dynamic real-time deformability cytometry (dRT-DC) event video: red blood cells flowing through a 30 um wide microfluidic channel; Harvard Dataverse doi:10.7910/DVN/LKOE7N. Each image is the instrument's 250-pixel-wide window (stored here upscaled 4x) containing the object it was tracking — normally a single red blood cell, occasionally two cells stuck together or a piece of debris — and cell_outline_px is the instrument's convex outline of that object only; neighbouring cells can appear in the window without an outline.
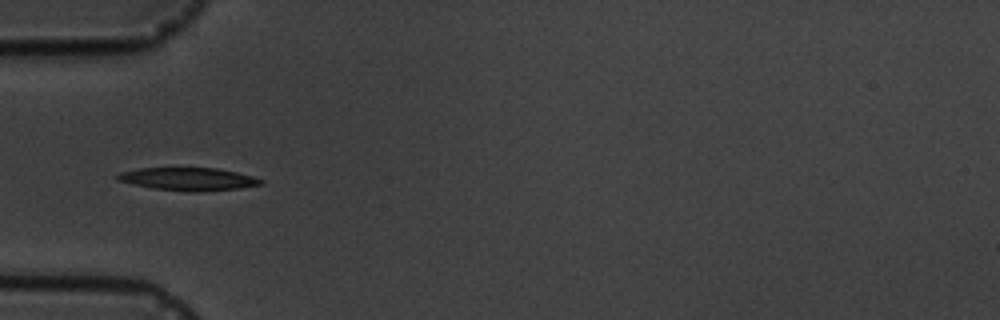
{"species": "common noctule bat (a hibernating species)", "species_latin": "Nyctalus noctula", "temperature_condition": "cold", "stored_images_in_passage": 6, "camera_frame_rate_fps": 3000, "um_per_image_px": 0.085, "animal": {"sex": "male", "body_mass_g": 19.5, "forearm_length_mm": 54.6}, "frame": {"image": 1, "passage_image": 4, "time_ms": 4.333, "image_size_px": [1000, 320], "cell_outline_px": [[264, 184], [240, 188], [196, 192], [188, 192], [152, 188], [116, 180], [116, 176], [120, 172], [140, 168], [216, 168], [236, 172], [252, 176], [264, 180]], "centroid_in_image_um": [16.02, 15.22], "position_along_channel_um": 69.0, "area_um2": 19.07}}
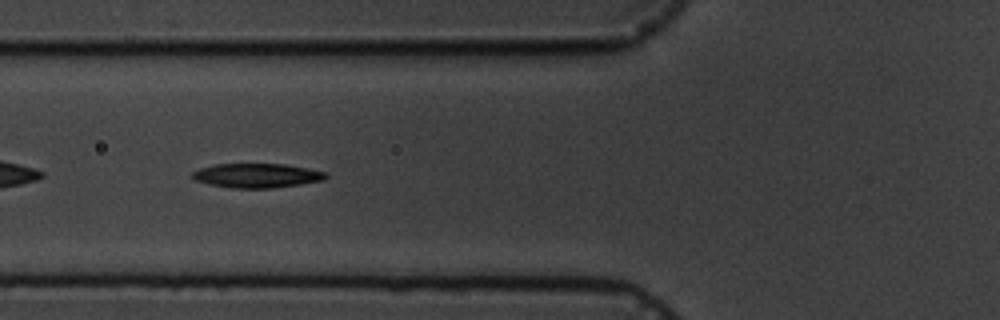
{"frame": {"image": 2, "passage_image": 5, "time_ms": 5.333, "image_size_px": [1000, 320], "cell_outline_px": [[328, 176], [324, 180], [300, 184], [272, 188], [232, 188], [208, 184], [196, 180], [192, 176], [192, 172], [200, 168], [212, 164], [284, 164], [308, 168], [328, 172]], "centroid_in_image_um": [21.85, 14.92], "position_along_channel_um": 103.9, "area_um2": 18.96}}
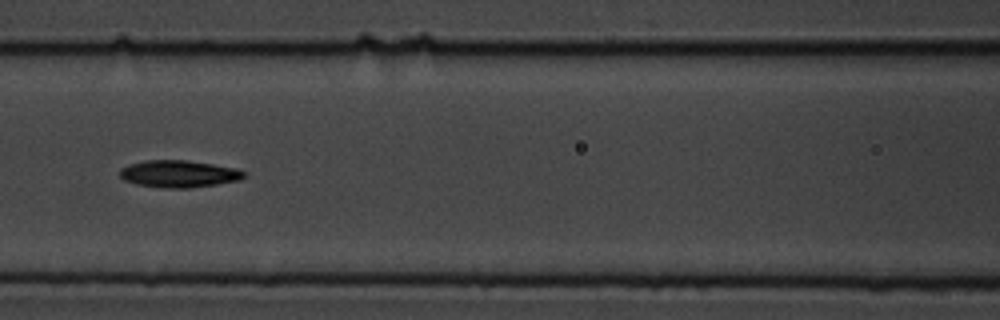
{"frame": {"image": 3, "passage_image": 6, "time_ms": 6.667, "image_size_px": [1000, 320], "cell_outline_px": [[248, 176], [240, 180], [216, 184], [188, 188], [164, 188], [136, 184], [124, 180], [120, 176], [120, 168], [128, 164], [148, 160], [184, 160], [212, 164], [236, 168], [244, 172]], "centroid_in_image_um": [15.2, 14.78], "position_along_channel_um": 151.4, "area_um2": 19.59}}